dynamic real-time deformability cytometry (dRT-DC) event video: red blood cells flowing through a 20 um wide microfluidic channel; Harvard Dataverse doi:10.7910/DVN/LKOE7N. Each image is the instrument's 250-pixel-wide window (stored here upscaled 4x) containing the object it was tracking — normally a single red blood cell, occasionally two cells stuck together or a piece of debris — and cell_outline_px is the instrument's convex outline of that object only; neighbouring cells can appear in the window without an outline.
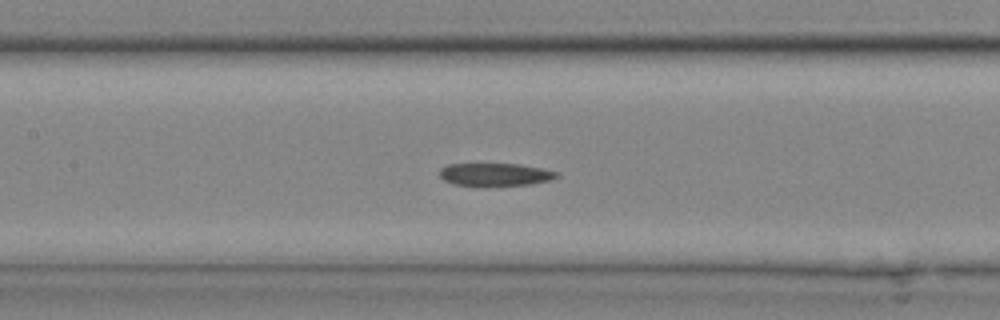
{"species": "common noctule bat (a hibernating species)", "species_latin": "Nyctalus noctula", "temperature_condition": "cold", "stored_images_in_passage": 15, "camera_frame_rate_fps": 3000, "um_per_image_px": 0.085, "animal": {"sex": "male", "body_mass_g": 20.4}, "frame": {"image": 1, "passage_image": 9, "time_ms": 2.667, "image_size_px": [1000, 320], "cell_outline_px": [[560, 176], [552, 180], [528, 184], [452, 184], [444, 180], [440, 176], [440, 168], [448, 164], [520, 164], [560, 172]], "centroid_in_image_um": [42.13, 14.8], "position_along_channel_um": 165.3, "area_um2": 15.09}}
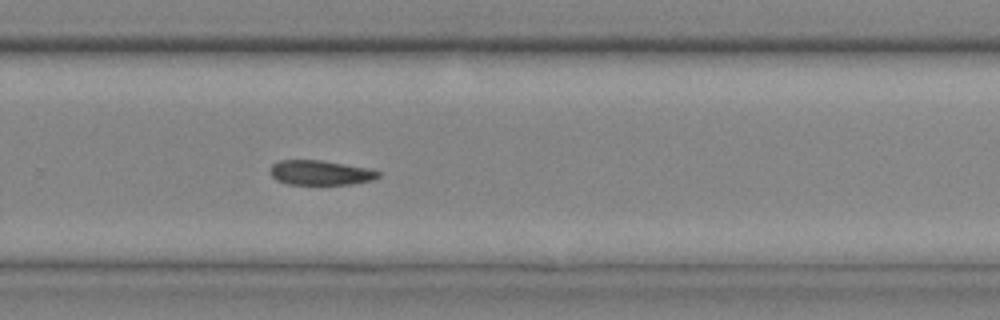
{"frame": {"image": 2, "passage_image": 15, "time_ms": 4.667, "image_size_px": [1000, 320], "cell_outline_px": [[380, 176], [372, 180], [352, 184], [288, 184], [276, 180], [268, 172], [272, 164], [280, 160], [320, 160], [368, 168], [380, 172]], "centroid_in_image_um": [27.2, 14.68], "position_along_channel_um": 302.6, "area_um2": 15.55}}